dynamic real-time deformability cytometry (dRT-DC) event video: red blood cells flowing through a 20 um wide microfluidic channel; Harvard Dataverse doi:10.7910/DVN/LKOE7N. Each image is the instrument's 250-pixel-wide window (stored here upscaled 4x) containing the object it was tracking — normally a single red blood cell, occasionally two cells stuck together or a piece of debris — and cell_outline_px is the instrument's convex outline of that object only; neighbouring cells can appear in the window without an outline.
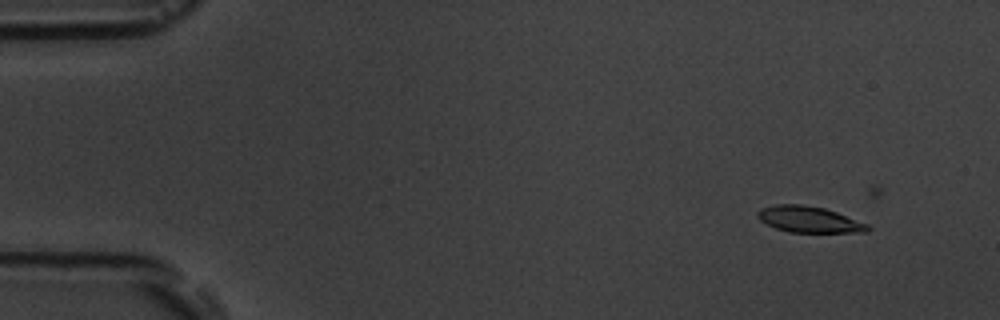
{"species": "common noctule bat (a hibernating species)", "species_latin": "Nyctalus noctula", "temperature_condition": "room temperature", "stored_images_in_passage": 3, "camera_frame_rate_fps": 3000, "um_per_image_px": 0.085, "animal": {"sex": "male", "body_mass_g": 19.5, "forearm_length_mm": 54.6}, "frame": {"image": 1, "passage_image": 1, "time_ms": 0.0, "image_size_px": [1000, 320], "cell_outline_px": [[872, 228], [868, 232], [788, 232], [776, 228], [760, 220], [756, 216], [756, 212], [760, 208], [776, 204], [800, 204], [824, 208], [836, 212], [868, 224]], "centroid_in_image_um": [68.76, 18.65], "position_along_channel_um": 16.2, "area_um2": 16.76}}